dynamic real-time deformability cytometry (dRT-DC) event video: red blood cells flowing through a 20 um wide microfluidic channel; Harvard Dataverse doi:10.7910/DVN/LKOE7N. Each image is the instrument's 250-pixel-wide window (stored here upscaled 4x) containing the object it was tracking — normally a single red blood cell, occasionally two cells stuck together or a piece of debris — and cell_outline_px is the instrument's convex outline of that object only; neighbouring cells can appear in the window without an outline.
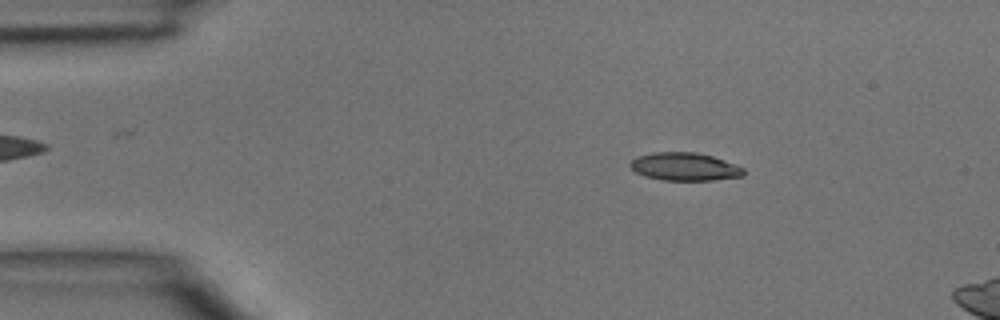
{"species": "common noctule bat (a hibernating species)", "species_latin": "Nyctalus noctula", "temperature_condition": "room temperature", "stored_images_in_passage": 12, "camera_frame_rate_fps": 3000, "um_per_image_px": 0.085, "animal": {"sex": "male", "body_mass_g": 15.6}, "frame": {"image": 1, "passage_image": 7, "time_ms": 2.0, "image_size_px": [1000, 320], "cell_outline_px": [[744, 176], [712, 180], [660, 180], [644, 176], [636, 172], [628, 164], [636, 156], [652, 152], [696, 152], [712, 156], [736, 164], [744, 168]], "centroid_in_image_um": [58.18, 14.16], "position_along_channel_um": 26.8, "area_um2": 18.61}}